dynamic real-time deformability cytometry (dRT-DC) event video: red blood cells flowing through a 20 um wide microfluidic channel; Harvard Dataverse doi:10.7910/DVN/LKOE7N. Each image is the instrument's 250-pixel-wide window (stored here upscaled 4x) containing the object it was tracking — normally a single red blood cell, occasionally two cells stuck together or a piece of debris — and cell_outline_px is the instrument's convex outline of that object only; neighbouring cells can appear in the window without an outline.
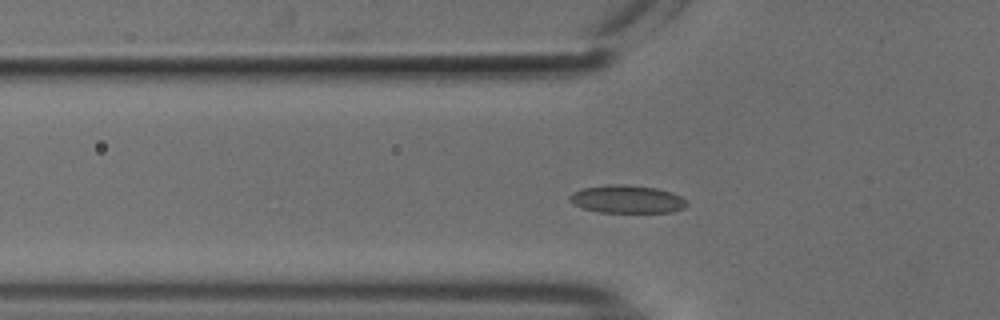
{"species": "common noctule bat (a hibernating species)", "species_latin": "Nyctalus noctula", "temperature_condition": "cold", "stored_images_in_passage": 52, "camera_frame_rate_fps": 3000, "um_per_image_px": 0.085, "animal": {"sex": "male", "body_mass_g": 18.8}, "frame": {"image": 1, "passage_image": 15, "time_ms": 4.667, "image_size_px": [1000, 320], "cell_outline_px": [[688, 204], [684, 208], [672, 212], [600, 212], [584, 208], [568, 200], [568, 196], [572, 192], [584, 188], [612, 184], [624, 184], [656, 188], [672, 192], [688, 200]], "centroid_in_image_um": [53.33, 16.93], "position_along_channel_um": 72.5, "area_um2": 19.02}}
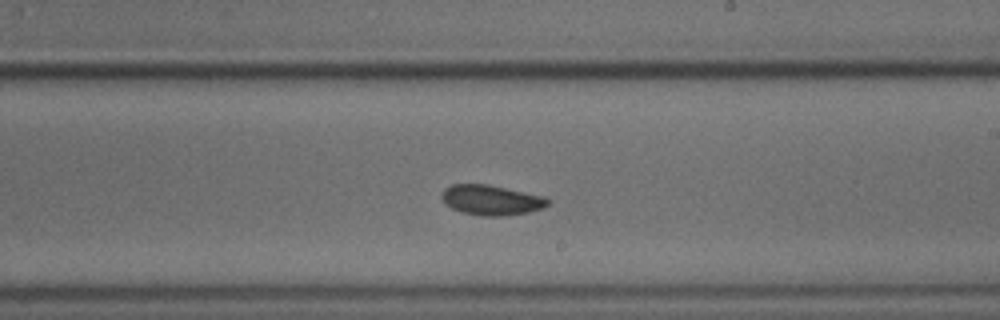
{"frame": {"image": 2, "passage_image": 29, "time_ms": 9.333, "image_size_px": [1000, 320], "cell_outline_px": [[548, 204], [544, 208], [528, 212], [500, 216], [484, 216], [460, 212], [452, 208], [440, 196], [444, 188], [452, 184], [488, 184], [544, 196], [548, 200]], "centroid_in_image_um": [41.75, 17.0], "position_along_channel_um": 247.3, "area_um2": 18.5}}
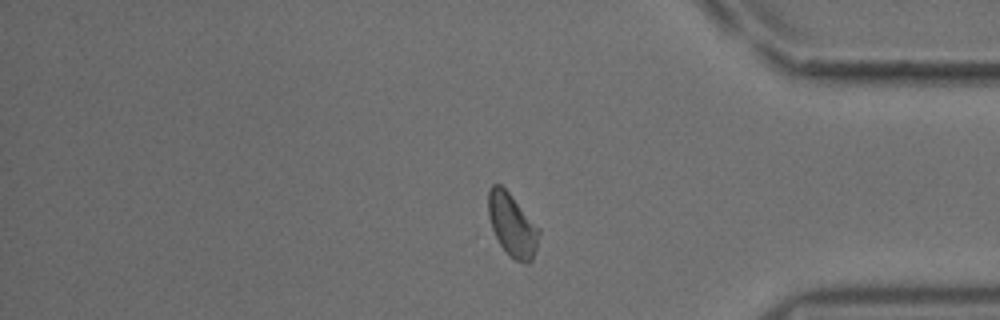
{"frame": {"image": 3, "passage_image": 42, "time_ms": 13.667, "image_size_px": [1000, 320], "cell_outline_px": [[540, 232], [536, 248], [532, 260], [528, 264], [524, 264], [516, 260], [500, 244], [492, 228], [488, 216], [488, 192], [492, 184], [500, 184], [508, 192], [540, 228]], "centroid_in_image_um": [43.54, 19.12], "position_along_channel_um": 391.7, "area_um2": 18.32}, "authors_computed_cell_mechanics": {"area_um2": 18.6116, "velocity_mm_per_s": 3.74, "shape_relaxation_time_tau1_ms": 6.2545, "shape_relaxation_time_tau2_ms": 2.4801, "deformation_change_tau1": 0.0761, "deformation_change_tau2": 0.0434}}